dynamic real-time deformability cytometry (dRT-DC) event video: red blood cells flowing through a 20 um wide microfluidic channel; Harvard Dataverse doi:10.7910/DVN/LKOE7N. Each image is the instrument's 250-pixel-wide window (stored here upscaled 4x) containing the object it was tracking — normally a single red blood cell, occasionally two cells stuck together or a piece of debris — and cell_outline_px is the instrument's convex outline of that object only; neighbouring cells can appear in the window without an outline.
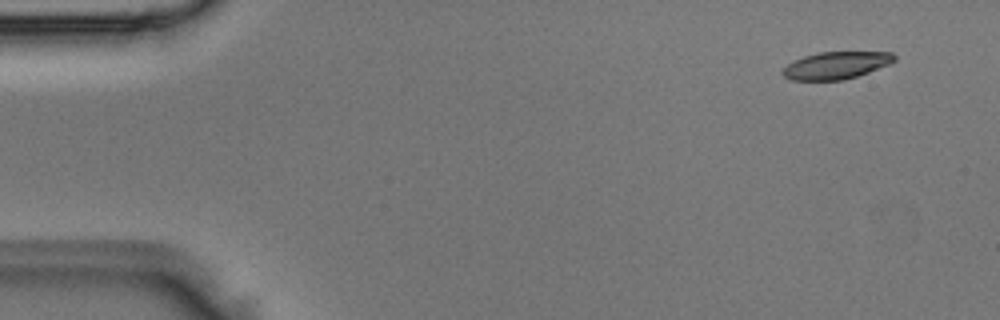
{"species": "Egyptian fruit bat (a non-hibernating species)", "species_latin": "Rousettus aegyptiacus", "temperature_condition": "room temperature", "stored_images_in_passage": 4, "camera_frame_rate_fps": 3000, "um_per_image_px": 0.085, "animal": {"sex": "male"}, "frame": {"image": 1, "passage_image": 1, "time_ms": 0.0, "image_size_px": [1000, 320], "cell_outline_px": [[896, 60], [888, 64], [868, 72], [844, 80], [792, 80], [784, 76], [780, 72], [788, 64], [804, 56], [816, 52], [892, 52], [896, 56]], "centroid_in_image_um": [71.06, 5.55], "position_along_channel_um": 13.9, "area_um2": 17.63}}
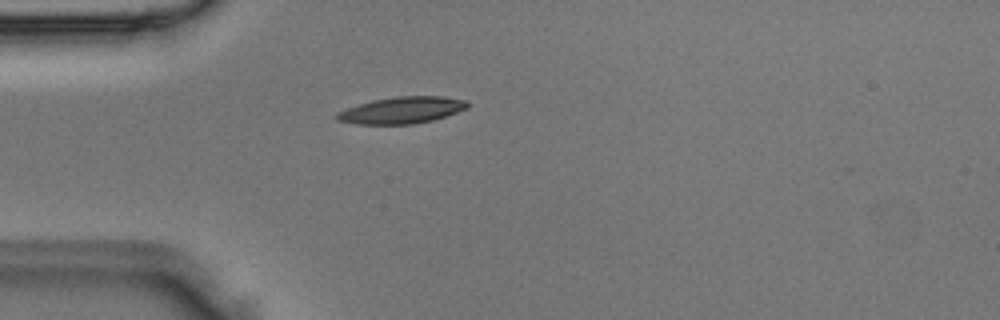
{"frame": {"image": 2, "passage_image": 4, "time_ms": 1.0, "image_size_px": [1000, 320], "cell_outline_px": [[468, 108], [432, 120], [412, 124], [356, 124], [336, 120], [332, 116], [336, 112], [372, 100], [396, 96], [444, 96], [464, 100], [468, 104]], "centroid_in_image_um": [34.1, 9.36], "position_along_channel_um": 50.9, "area_um2": 20.23}}